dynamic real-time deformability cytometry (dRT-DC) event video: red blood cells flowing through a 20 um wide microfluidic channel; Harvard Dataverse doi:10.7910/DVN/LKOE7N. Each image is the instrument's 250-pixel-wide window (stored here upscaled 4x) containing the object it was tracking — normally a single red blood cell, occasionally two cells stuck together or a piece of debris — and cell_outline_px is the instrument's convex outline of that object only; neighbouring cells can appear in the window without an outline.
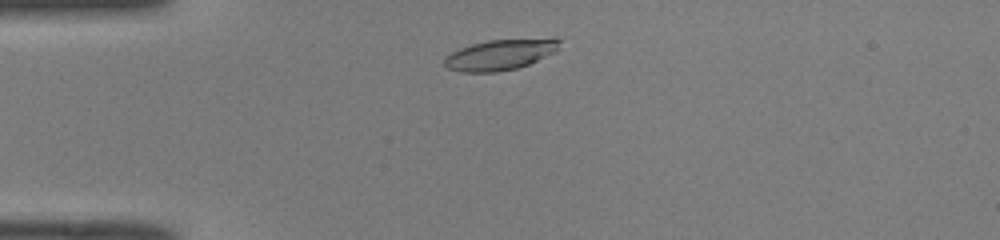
{"species": "common noctule bat (a hibernating species)", "species_latin": "Nyctalus noctula", "temperature_condition": "room temperature", "stored_images_in_passage": 34, "camera_frame_rate_fps": 3000, "um_per_image_px": 0.085, "animal": {"sex": "male", "body_mass_g": 19.0, "forearm_length_mm": 50.8}, "frame": {"image": 1, "passage_image": 2, "time_ms": 0.333, "image_size_px": [1000, 240], "cell_outline_px": [[560, 40], [556, 52], [528, 64], [516, 68], [496, 72], [460, 72], [448, 68], [444, 64], [444, 60], [452, 52], [460, 48], [472, 44], [488, 40]], "centroid_in_image_um": [42.44, 4.68], "position_along_channel_um": 42.6, "area_um2": 19.83}}
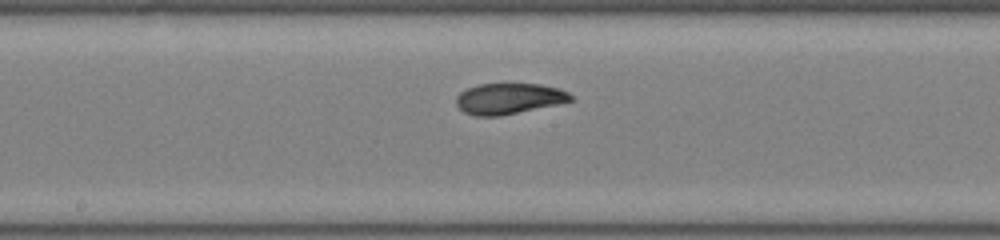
{"frame": {"image": 2, "passage_image": 16, "time_ms": 5.0, "image_size_px": [1000, 240], "cell_outline_px": [[572, 100], [556, 104], [500, 116], [476, 116], [464, 112], [456, 104], [456, 96], [464, 88], [480, 84], [540, 84], [560, 88], [568, 92], [572, 96]], "centroid_in_image_um": [43.22, 8.37], "position_along_channel_um": 205.0, "area_um2": 20.52}}
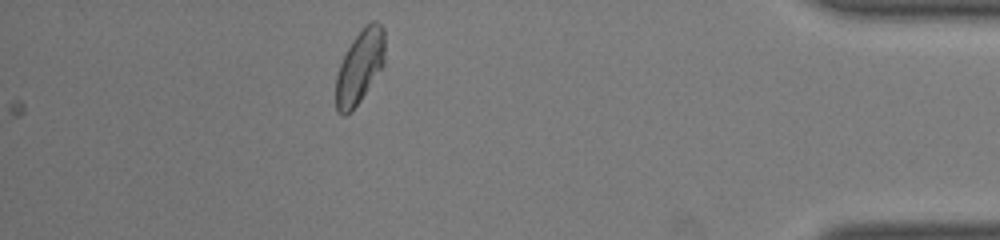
{"frame": {"image": 3, "passage_image": 34, "time_ms": 11.0, "image_size_px": [1000, 240], "cell_outline_px": [[384, 64], [360, 100], [344, 116], [336, 112], [336, 76], [340, 64], [352, 40], [372, 20], [376, 20], [384, 28]], "centroid_in_image_um": [30.58, 5.66], "position_along_channel_um": 404.6, "area_um2": 20.46}, "authors_computed_cell_mechanics": {"area_um2": 20.4612, "velocity_mm_per_s": 4.0452, "shape_relaxation_time_tau1_ms": 6.59, "shape_relaxation_time_tau2_ms": 1.4217, "deformation_change_tau1": 0.1863, "deformation_change_tau2": 0.0472}}